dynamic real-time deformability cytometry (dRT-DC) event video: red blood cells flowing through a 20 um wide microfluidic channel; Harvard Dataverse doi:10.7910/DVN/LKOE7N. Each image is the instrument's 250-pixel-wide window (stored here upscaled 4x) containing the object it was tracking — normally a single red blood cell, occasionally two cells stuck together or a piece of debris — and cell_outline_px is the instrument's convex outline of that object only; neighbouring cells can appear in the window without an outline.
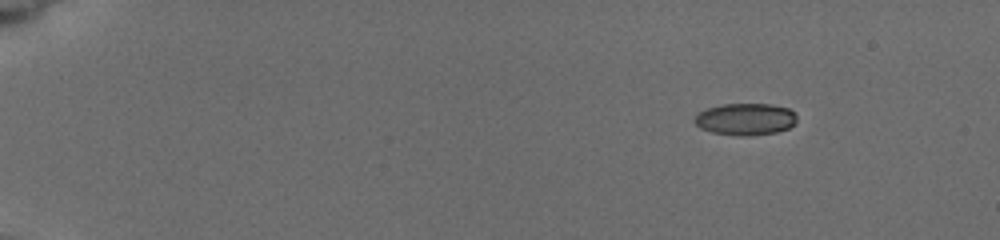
{"species": "common noctule bat (a hibernating species)", "species_latin": "Nyctalus noctula", "temperature_condition": "cold", "stored_images_in_passage": 10, "camera_frame_rate_fps": 3000, "um_per_image_px": 0.085, "animal": {"sex": "female", "body_mass_g": 19.5, "forearm_length_mm": 54.1}, "frame": {"image": 1, "passage_image": 1, "time_ms": 0.0, "image_size_px": [1000, 240], "cell_outline_px": [[796, 124], [788, 128], [776, 132], [748, 136], [740, 136], [712, 132], [700, 128], [696, 124], [696, 116], [700, 112], [708, 108], [724, 104], [768, 104], [788, 108], [796, 116]], "centroid_in_image_um": [63.39, 10.14], "position_along_channel_um": 21.6, "area_um2": 18.79}}
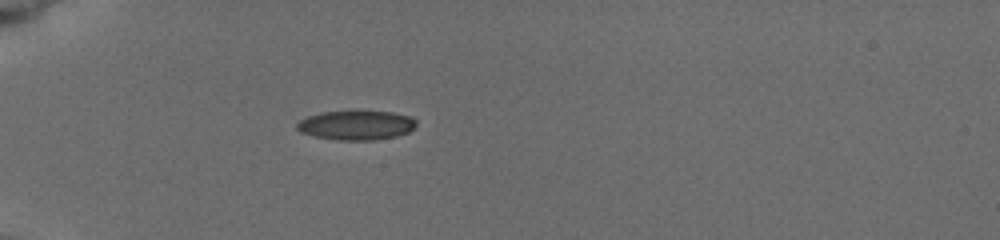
{"frame": {"image": 2, "passage_image": 5, "time_ms": 3.667, "image_size_px": [1000, 240], "cell_outline_px": [[416, 124], [408, 132], [396, 136], [372, 140], [336, 140], [316, 136], [300, 132], [296, 128], [296, 124], [300, 120], [308, 116], [324, 112], [392, 112], [408, 116], [416, 120]], "centroid_in_image_um": [30.26, 10.65], "position_along_channel_um": 54.7, "area_um2": 20.0}}